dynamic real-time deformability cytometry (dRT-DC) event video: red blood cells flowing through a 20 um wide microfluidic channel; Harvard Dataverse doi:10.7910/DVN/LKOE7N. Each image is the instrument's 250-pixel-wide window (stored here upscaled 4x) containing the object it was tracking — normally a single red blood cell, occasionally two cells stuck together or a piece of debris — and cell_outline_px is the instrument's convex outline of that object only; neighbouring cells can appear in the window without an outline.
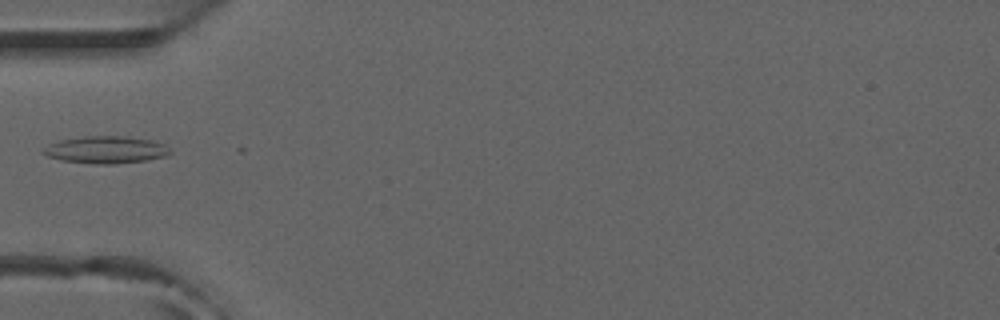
{"species": "common noctule bat (a hibernating species)", "species_latin": "Nyctalus noctula", "temperature_condition": "room temperature", "stored_images_in_passage": 21, "camera_frame_rate_fps": 3000, "um_per_image_px": 0.085, "animal": {"sex": "male", "forearm_length_mm": 52.5}, "frame": {"image": 1, "passage_image": 1, "time_ms": 0.0, "image_size_px": [1000, 320], "cell_outline_px": [[172, 152], [168, 156], [148, 160], [116, 164], [92, 164], [60, 160], [48, 156], [40, 152], [40, 148], [48, 144], [60, 140], [84, 136], [128, 136], [152, 140], [164, 144]], "centroid_in_image_um": [8.98, 12.73], "position_along_channel_um": 76.0, "area_um2": 20.52}}
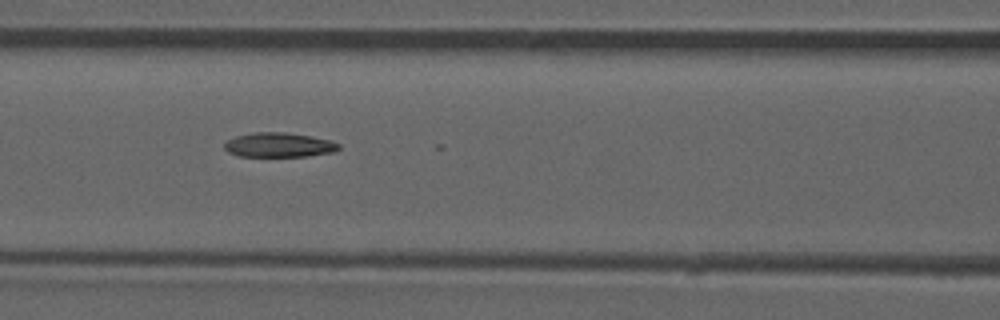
{"frame": {"image": 2, "passage_image": 6, "time_ms": 1.667, "image_size_px": [1000, 320], "cell_outline_px": [[340, 148], [336, 152], [308, 156], [236, 156], [228, 152], [224, 148], [224, 144], [228, 140], [236, 136], [256, 132], [284, 132], [312, 136], [328, 140], [340, 144]], "centroid_in_image_um": [23.72, 12.32], "position_along_channel_um": 142.9, "area_um2": 16.36}}